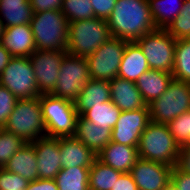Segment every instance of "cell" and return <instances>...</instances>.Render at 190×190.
I'll return each instance as SVG.
<instances>
[{
    "instance_id": "obj_1",
    "label": "cell",
    "mask_w": 190,
    "mask_h": 190,
    "mask_svg": "<svg viewBox=\"0 0 190 190\" xmlns=\"http://www.w3.org/2000/svg\"><path fill=\"white\" fill-rule=\"evenodd\" d=\"M107 22L111 36L127 42H135L157 29L148 0H116Z\"/></svg>"
},
{
    "instance_id": "obj_2",
    "label": "cell",
    "mask_w": 190,
    "mask_h": 190,
    "mask_svg": "<svg viewBox=\"0 0 190 190\" xmlns=\"http://www.w3.org/2000/svg\"><path fill=\"white\" fill-rule=\"evenodd\" d=\"M140 159L176 166L180 146L170 134L167 124L150 122L137 146Z\"/></svg>"
},
{
    "instance_id": "obj_3",
    "label": "cell",
    "mask_w": 190,
    "mask_h": 190,
    "mask_svg": "<svg viewBox=\"0 0 190 190\" xmlns=\"http://www.w3.org/2000/svg\"><path fill=\"white\" fill-rule=\"evenodd\" d=\"M111 36L107 20L93 17L68 23L67 53L85 57L92 55Z\"/></svg>"
},
{
    "instance_id": "obj_4",
    "label": "cell",
    "mask_w": 190,
    "mask_h": 190,
    "mask_svg": "<svg viewBox=\"0 0 190 190\" xmlns=\"http://www.w3.org/2000/svg\"><path fill=\"white\" fill-rule=\"evenodd\" d=\"M30 25L36 50H67L68 21L61 10L33 13Z\"/></svg>"
},
{
    "instance_id": "obj_5",
    "label": "cell",
    "mask_w": 190,
    "mask_h": 190,
    "mask_svg": "<svg viewBox=\"0 0 190 190\" xmlns=\"http://www.w3.org/2000/svg\"><path fill=\"white\" fill-rule=\"evenodd\" d=\"M4 129L22 138L26 143L46 137L39 97L19 99Z\"/></svg>"
},
{
    "instance_id": "obj_6",
    "label": "cell",
    "mask_w": 190,
    "mask_h": 190,
    "mask_svg": "<svg viewBox=\"0 0 190 190\" xmlns=\"http://www.w3.org/2000/svg\"><path fill=\"white\" fill-rule=\"evenodd\" d=\"M39 99L47 137L74 136L79 116L74 102L51 94H42Z\"/></svg>"
},
{
    "instance_id": "obj_7",
    "label": "cell",
    "mask_w": 190,
    "mask_h": 190,
    "mask_svg": "<svg viewBox=\"0 0 190 190\" xmlns=\"http://www.w3.org/2000/svg\"><path fill=\"white\" fill-rule=\"evenodd\" d=\"M151 122L168 124L190 111V83L172 79L167 89L148 104Z\"/></svg>"
},
{
    "instance_id": "obj_8",
    "label": "cell",
    "mask_w": 190,
    "mask_h": 190,
    "mask_svg": "<svg viewBox=\"0 0 190 190\" xmlns=\"http://www.w3.org/2000/svg\"><path fill=\"white\" fill-rule=\"evenodd\" d=\"M135 43L144 53L150 69L172 73L176 39L166 29L157 28Z\"/></svg>"
},
{
    "instance_id": "obj_9",
    "label": "cell",
    "mask_w": 190,
    "mask_h": 190,
    "mask_svg": "<svg viewBox=\"0 0 190 190\" xmlns=\"http://www.w3.org/2000/svg\"><path fill=\"white\" fill-rule=\"evenodd\" d=\"M0 85L6 87L18 99L40 96L29 57H13L0 74Z\"/></svg>"
},
{
    "instance_id": "obj_10",
    "label": "cell",
    "mask_w": 190,
    "mask_h": 190,
    "mask_svg": "<svg viewBox=\"0 0 190 190\" xmlns=\"http://www.w3.org/2000/svg\"><path fill=\"white\" fill-rule=\"evenodd\" d=\"M89 80L87 59L67 53L62 61L58 79L51 95L74 102Z\"/></svg>"
},
{
    "instance_id": "obj_11",
    "label": "cell",
    "mask_w": 190,
    "mask_h": 190,
    "mask_svg": "<svg viewBox=\"0 0 190 190\" xmlns=\"http://www.w3.org/2000/svg\"><path fill=\"white\" fill-rule=\"evenodd\" d=\"M128 42L116 37H110L94 53L88 56L89 77L110 81L117 77Z\"/></svg>"
},
{
    "instance_id": "obj_12",
    "label": "cell",
    "mask_w": 190,
    "mask_h": 190,
    "mask_svg": "<svg viewBox=\"0 0 190 190\" xmlns=\"http://www.w3.org/2000/svg\"><path fill=\"white\" fill-rule=\"evenodd\" d=\"M66 54V50H35L29 56L40 95L54 91Z\"/></svg>"
},
{
    "instance_id": "obj_13",
    "label": "cell",
    "mask_w": 190,
    "mask_h": 190,
    "mask_svg": "<svg viewBox=\"0 0 190 190\" xmlns=\"http://www.w3.org/2000/svg\"><path fill=\"white\" fill-rule=\"evenodd\" d=\"M150 122L149 108L122 111L111 130V141L137 147L142 132Z\"/></svg>"
},
{
    "instance_id": "obj_14",
    "label": "cell",
    "mask_w": 190,
    "mask_h": 190,
    "mask_svg": "<svg viewBox=\"0 0 190 190\" xmlns=\"http://www.w3.org/2000/svg\"><path fill=\"white\" fill-rule=\"evenodd\" d=\"M173 167L138 159L131 168V175L138 190H164L171 181Z\"/></svg>"
},
{
    "instance_id": "obj_15",
    "label": "cell",
    "mask_w": 190,
    "mask_h": 190,
    "mask_svg": "<svg viewBox=\"0 0 190 190\" xmlns=\"http://www.w3.org/2000/svg\"><path fill=\"white\" fill-rule=\"evenodd\" d=\"M37 157L38 179H55L62 169L59 137H44L32 142Z\"/></svg>"
},
{
    "instance_id": "obj_16",
    "label": "cell",
    "mask_w": 190,
    "mask_h": 190,
    "mask_svg": "<svg viewBox=\"0 0 190 190\" xmlns=\"http://www.w3.org/2000/svg\"><path fill=\"white\" fill-rule=\"evenodd\" d=\"M0 42L13 57H29L36 50L30 24L6 27Z\"/></svg>"
},
{
    "instance_id": "obj_17",
    "label": "cell",
    "mask_w": 190,
    "mask_h": 190,
    "mask_svg": "<svg viewBox=\"0 0 190 190\" xmlns=\"http://www.w3.org/2000/svg\"><path fill=\"white\" fill-rule=\"evenodd\" d=\"M62 168L91 167L97 155L74 136L59 137Z\"/></svg>"
},
{
    "instance_id": "obj_18",
    "label": "cell",
    "mask_w": 190,
    "mask_h": 190,
    "mask_svg": "<svg viewBox=\"0 0 190 190\" xmlns=\"http://www.w3.org/2000/svg\"><path fill=\"white\" fill-rule=\"evenodd\" d=\"M111 91V101L121 111H131L148 108L142 95L137 88L136 82L128 81L119 77L109 81Z\"/></svg>"
},
{
    "instance_id": "obj_19",
    "label": "cell",
    "mask_w": 190,
    "mask_h": 190,
    "mask_svg": "<svg viewBox=\"0 0 190 190\" xmlns=\"http://www.w3.org/2000/svg\"><path fill=\"white\" fill-rule=\"evenodd\" d=\"M97 158L117 171L128 173L139 159V155L136 146L111 141L97 154Z\"/></svg>"
},
{
    "instance_id": "obj_20",
    "label": "cell",
    "mask_w": 190,
    "mask_h": 190,
    "mask_svg": "<svg viewBox=\"0 0 190 190\" xmlns=\"http://www.w3.org/2000/svg\"><path fill=\"white\" fill-rule=\"evenodd\" d=\"M111 100L110 84L108 81L93 79L87 82L74 101L77 114L82 116L87 110Z\"/></svg>"
},
{
    "instance_id": "obj_21",
    "label": "cell",
    "mask_w": 190,
    "mask_h": 190,
    "mask_svg": "<svg viewBox=\"0 0 190 190\" xmlns=\"http://www.w3.org/2000/svg\"><path fill=\"white\" fill-rule=\"evenodd\" d=\"M74 137L97 155L111 142V129L98 127L79 115Z\"/></svg>"
},
{
    "instance_id": "obj_22",
    "label": "cell",
    "mask_w": 190,
    "mask_h": 190,
    "mask_svg": "<svg viewBox=\"0 0 190 190\" xmlns=\"http://www.w3.org/2000/svg\"><path fill=\"white\" fill-rule=\"evenodd\" d=\"M149 69L147 59L140 47L135 42H128L125 46L117 77L136 82Z\"/></svg>"
},
{
    "instance_id": "obj_23",
    "label": "cell",
    "mask_w": 190,
    "mask_h": 190,
    "mask_svg": "<svg viewBox=\"0 0 190 190\" xmlns=\"http://www.w3.org/2000/svg\"><path fill=\"white\" fill-rule=\"evenodd\" d=\"M172 79V73L149 69L138 78L136 85L148 105L166 91Z\"/></svg>"
},
{
    "instance_id": "obj_24",
    "label": "cell",
    "mask_w": 190,
    "mask_h": 190,
    "mask_svg": "<svg viewBox=\"0 0 190 190\" xmlns=\"http://www.w3.org/2000/svg\"><path fill=\"white\" fill-rule=\"evenodd\" d=\"M12 173L19 174L28 182L38 179L37 157L32 143H26L4 165Z\"/></svg>"
},
{
    "instance_id": "obj_25",
    "label": "cell",
    "mask_w": 190,
    "mask_h": 190,
    "mask_svg": "<svg viewBox=\"0 0 190 190\" xmlns=\"http://www.w3.org/2000/svg\"><path fill=\"white\" fill-rule=\"evenodd\" d=\"M0 17L6 27L30 24L33 9L29 0H0Z\"/></svg>"
},
{
    "instance_id": "obj_26",
    "label": "cell",
    "mask_w": 190,
    "mask_h": 190,
    "mask_svg": "<svg viewBox=\"0 0 190 190\" xmlns=\"http://www.w3.org/2000/svg\"><path fill=\"white\" fill-rule=\"evenodd\" d=\"M184 0H148L156 28L166 29L180 14Z\"/></svg>"
},
{
    "instance_id": "obj_27",
    "label": "cell",
    "mask_w": 190,
    "mask_h": 190,
    "mask_svg": "<svg viewBox=\"0 0 190 190\" xmlns=\"http://www.w3.org/2000/svg\"><path fill=\"white\" fill-rule=\"evenodd\" d=\"M90 167L62 168L55 177L58 190H89Z\"/></svg>"
},
{
    "instance_id": "obj_28",
    "label": "cell",
    "mask_w": 190,
    "mask_h": 190,
    "mask_svg": "<svg viewBox=\"0 0 190 190\" xmlns=\"http://www.w3.org/2000/svg\"><path fill=\"white\" fill-rule=\"evenodd\" d=\"M121 174L96 158L89 171V189L111 190Z\"/></svg>"
},
{
    "instance_id": "obj_29",
    "label": "cell",
    "mask_w": 190,
    "mask_h": 190,
    "mask_svg": "<svg viewBox=\"0 0 190 190\" xmlns=\"http://www.w3.org/2000/svg\"><path fill=\"white\" fill-rule=\"evenodd\" d=\"M121 110L110 100L87 110L82 117L98 127L113 129Z\"/></svg>"
},
{
    "instance_id": "obj_30",
    "label": "cell",
    "mask_w": 190,
    "mask_h": 190,
    "mask_svg": "<svg viewBox=\"0 0 190 190\" xmlns=\"http://www.w3.org/2000/svg\"><path fill=\"white\" fill-rule=\"evenodd\" d=\"M172 75L174 79L190 83V38L176 40Z\"/></svg>"
},
{
    "instance_id": "obj_31",
    "label": "cell",
    "mask_w": 190,
    "mask_h": 190,
    "mask_svg": "<svg viewBox=\"0 0 190 190\" xmlns=\"http://www.w3.org/2000/svg\"><path fill=\"white\" fill-rule=\"evenodd\" d=\"M61 12L68 23L94 17L91 0H63Z\"/></svg>"
},
{
    "instance_id": "obj_32",
    "label": "cell",
    "mask_w": 190,
    "mask_h": 190,
    "mask_svg": "<svg viewBox=\"0 0 190 190\" xmlns=\"http://www.w3.org/2000/svg\"><path fill=\"white\" fill-rule=\"evenodd\" d=\"M24 145L26 142L22 138L0 128V167H4L9 159Z\"/></svg>"
},
{
    "instance_id": "obj_33",
    "label": "cell",
    "mask_w": 190,
    "mask_h": 190,
    "mask_svg": "<svg viewBox=\"0 0 190 190\" xmlns=\"http://www.w3.org/2000/svg\"><path fill=\"white\" fill-rule=\"evenodd\" d=\"M166 30L176 40L190 38V0H184L180 14Z\"/></svg>"
},
{
    "instance_id": "obj_34",
    "label": "cell",
    "mask_w": 190,
    "mask_h": 190,
    "mask_svg": "<svg viewBox=\"0 0 190 190\" xmlns=\"http://www.w3.org/2000/svg\"><path fill=\"white\" fill-rule=\"evenodd\" d=\"M167 126L170 134L180 147L190 143V111L177 116Z\"/></svg>"
},
{
    "instance_id": "obj_35",
    "label": "cell",
    "mask_w": 190,
    "mask_h": 190,
    "mask_svg": "<svg viewBox=\"0 0 190 190\" xmlns=\"http://www.w3.org/2000/svg\"><path fill=\"white\" fill-rule=\"evenodd\" d=\"M29 182L19 174L0 167V190H25Z\"/></svg>"
},
{
    "instance_id": "obj_36",
    "label": "cell",
    "mask_w": 190,
    "mask_h": 190,
    "mask_svg": "<svg viewBox=\"0 0 190 190\" xmlns=\"http://www.w3.org/2000/svg\"><path fill=\"white\" fill-rule=\"evenodd\" d=\"M18 100L6 87L0 85V128L6 125Z\"/></svg>"
},
{
    "instance_id": "obj_37",
    "label": "cell",
    "mask_w": 190,
    "mask_h": 190,
    "mask_svg": "<svg viewBox=\"0 0 190 190\" xmlns=\"http://www.w3.org/2000/svg\"><path fill=\"white\" fill-rule=\"evenodd\" d=\"M116 0H91L94 17L107 20L114 9Z\"/></svg>"
},
{
    "instance_id": "obj_38",
    "label": "cell",
    "mask_w": 190,
    "mask_h": 190,
    "mask_svg": "<svg viewBox=\"0 0 190 190\" xmlns=\"http://www.w3.org/2000/svg\"><path fill=\"white\" fill-rule=\"evenodd\" d=\"M63 0H29L33 13L47 10H61Z\"/></svg>"
},
{
    "instance_id": "obj_39",
    "label": "cell",
    "mask_w": 190,
    "mask_h": 190,
    "mask_svg": "<svg viewBox=\"0 0 190 190\" xmlns=\"http://www.w3.org/2000/svg\"><path fill=\"white\" fill-rule=\"evenodd\" d=\"M171 181L179 190H190V174L179 170L176 166L172 169Z\"/></svg>"
},
{
    "instance_id": "obj_40",
    "label": "cell",
    "mask_w": 190,
    "mask_h": 190,
    "mask_svg": "<svg viewBox=\"0 0 190 190\" xmlns=\"http://www.w3.org/2000/svg\"><path fill=\"white\" fill-rule=\"evenodd\" d=\"M176 167L179 170L190 174V143L180 147Z\"/></svg>"
},
{
    "instance_id": "obj_41",
    "label": "cell",
    "mask_w": 190,
    "mask_h": 190,
    "mask_svg": "<svg viewBox=\"0 0 190 190\" xmlns=\"http://www.w3.org/2000/svg\"><path fill=\"white\" fill-rule=\"evenodd\" d=\"M111 190H138L130 172L122 173Z\"/></svg>"
},
{
    "instance_id": "obj_42",
    "label": "cell",
    "mask_w": 190,
    "mask_h": 190,
    "mask_svg": "<svg viewBox=\"0 0 190 190\" xmlns=\"http://www.w3.org/2000/svg\"><path fill=\"white\" fill-rule=\"evenodd\" d=\"M25 190H58L54 179H37L29 182Z\"/></svg>"
},
{
    "instance_id": "obj_43",
    "label": "cell",
    "mask_w": 190,
    "mask_h": 190,
    "mask_svg": "<svg viewBox=\"0 0 190 190\" xmlns=\"http://www.w3.org/2000/svg\"><path fill=\"white\" fill-rule=\"evenodd\" d=\"M12 58L13 56L5 49V47L0 42V74L3 72V70Z\"/></svg>"
},
{
    "instance_id": "obj_44",
    "label": "cell",
    "mask_w": 190,
    "mask_h": 190,
    "mask_svg": "<svg viewBox=\"0 0 190 190\" xmlns=\"http://www.w3.org/2000/svg\"><path fill=\"white\" fill-rule=\"evenodd\" d=\"M5 30H6V26H5L2 18L0 17V41H1L3 34L5 33Z\"/></svg>"
},
{
    "instance_id": "obj_45",
    "label": "cell",
    "mask_w": 190,
    "mask_h": 190,
    "mask_svg": "<svg viewBox=\"0 0 190 190\" xmlns=\"http://www.w3.org/2000/svg\"><path fill=\"white\" fill-rule=\"evenodd\" d=\"M164 190H179L172 181H170Z\"/></svg>"
}]
</instances>
